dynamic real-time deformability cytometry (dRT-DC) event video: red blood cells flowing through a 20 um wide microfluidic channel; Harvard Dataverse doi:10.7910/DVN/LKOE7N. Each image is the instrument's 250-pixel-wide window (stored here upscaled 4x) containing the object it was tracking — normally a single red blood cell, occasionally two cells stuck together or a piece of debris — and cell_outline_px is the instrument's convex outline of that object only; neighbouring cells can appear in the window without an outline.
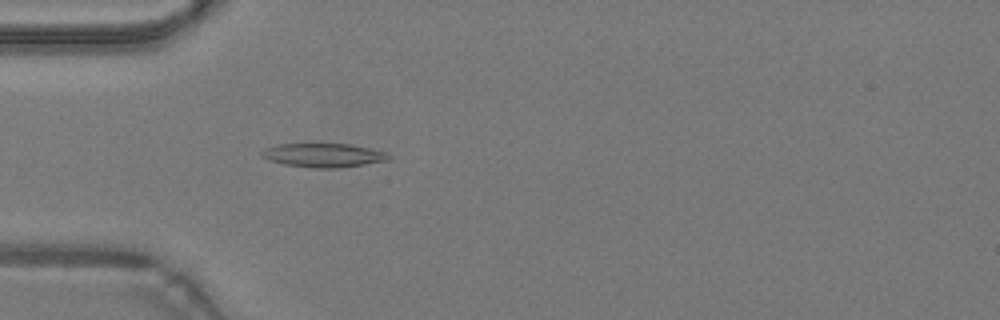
{"species": "common noctule bat (a hibernating species)", "species_latin": "Nyctalus noctula", "temperature_condition": "warm", "stored_images_in_passage": 48, "camera_frame_rate_fps": 3000, "um_per_image_px": 0.085, "animal": {"sex": "male", "body_mass_g": 19.2, "forearm_length_mm": 51.8}, "frame": {"image": 1, "passage_image": 15, "time_ms": 4.667, "image_size_px": [1000, 320], "cell_outline_px": [[392, 156], [388, 160], [340, 168], [312, 168], [284, 164], [268, 160], [260, 156], [260, 152], [264, 148], [276, 144], [348, 144], [388, 152]], "centroid_in_image_um": [27.46, 13.2], "position_along_channel_um": 57.5, "area_um2": 17.74}}
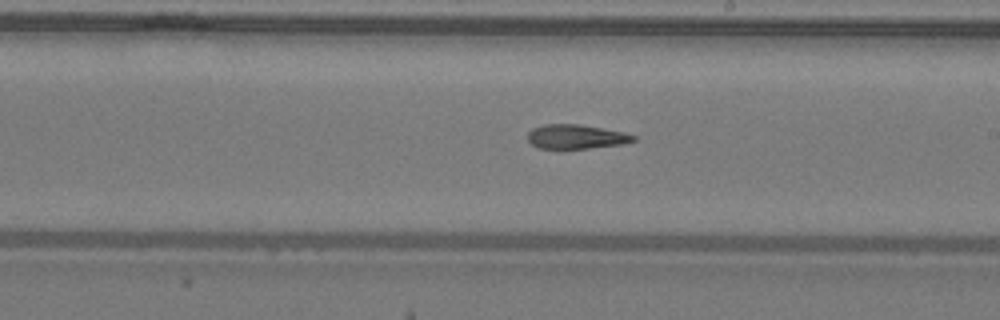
{"frame": {"image": 2, "passage_image": 28, "time_ms": 9.0, "image_size_px": [1000, 320], "cell_outline_px": [[636, 140], [624, 144], [588, 148], [540, 148], [532, 144], [528, 140], [528, 132], [532, 128], [544, 124], [580, 124], [624, 132], [636, 136]], "centroid_in_image_um": [48.98, 11.61], "position_along_channel_um": 240.0, "area_um2": 14.91}}
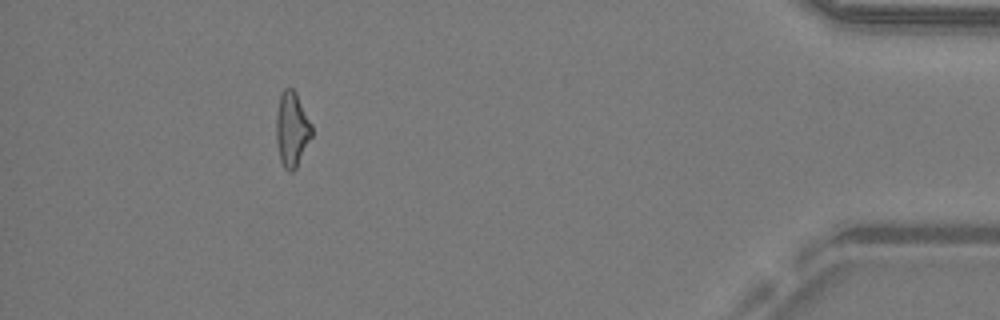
{"frame": {"image": 3, "passage_image": 44, "time_ms": 14.333, "image_size_px": [1000, 320], "cell_outline_px": [[312, 136], [296, 168], [292, 172], [288, 172], [284, 168], [280, 160], [276, 144], [276, 112], [280, 92], [284, 88], [292, 88], [296, 92], [312, 124]], "centroid_in_image_um": [24.8, 10.98], "position_along_channel_um": 410.4, "area_um2": 15.78}, "authors_computed_cell_mechanics": {"area_um2": 16.184, "velocity_mm_per_s": 4.3022, "shape_relaxation_time_tau1_ms": null, "shape_relaxation_time_tau2_ms": 5.8806, "deformation_change_tau1": null, "deformation_change_tau2": 0.1874}}